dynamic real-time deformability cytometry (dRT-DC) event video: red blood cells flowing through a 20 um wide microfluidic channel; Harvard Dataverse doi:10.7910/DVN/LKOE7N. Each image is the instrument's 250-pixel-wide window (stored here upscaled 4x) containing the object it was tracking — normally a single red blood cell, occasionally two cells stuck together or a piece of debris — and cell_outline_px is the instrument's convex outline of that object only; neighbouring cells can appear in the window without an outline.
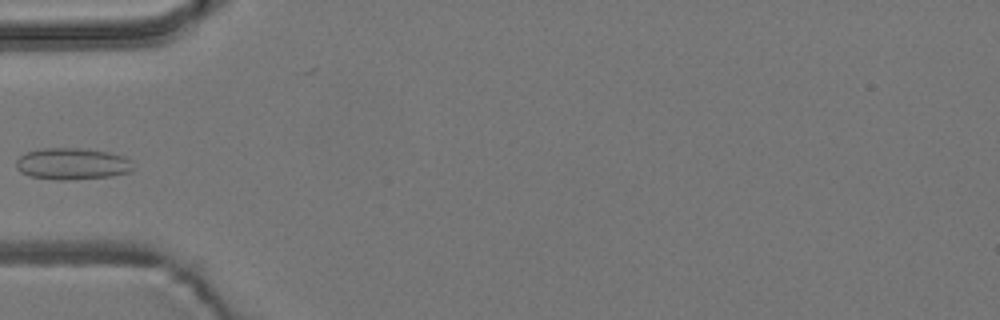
{"species": "common noctule bat (a hibernating species)", "species_latin": "Nyctalus noctula", "temperature_condition": "room temperature", "stored_images_in_passage": 6, "camera_frame_rate_fps": 3000, "um_per_image_px": 0.085, "animal": {"sex": "male", "body_mass_g": 19.2, "forearm_length_mm": 51.8}, "frame": {"image": 1, "passage_image": 5, "time_ms": 1.333, "image_size_px": [1000, 320], "cell_outline_px": [[136, 168], [132, 172], [112, 176], [64, 180], [60, 180], [32, 176], [20, 172], [16, 168], [16, 160], [20, 156], [28, 152], [40, 148], [80, 148], [108, 152], [124, 156], [132, 160]], "centroid_in_image_um": [6.2, 13.92], "position_along_channel_um": 78.8, "area_um2": 21.73}}